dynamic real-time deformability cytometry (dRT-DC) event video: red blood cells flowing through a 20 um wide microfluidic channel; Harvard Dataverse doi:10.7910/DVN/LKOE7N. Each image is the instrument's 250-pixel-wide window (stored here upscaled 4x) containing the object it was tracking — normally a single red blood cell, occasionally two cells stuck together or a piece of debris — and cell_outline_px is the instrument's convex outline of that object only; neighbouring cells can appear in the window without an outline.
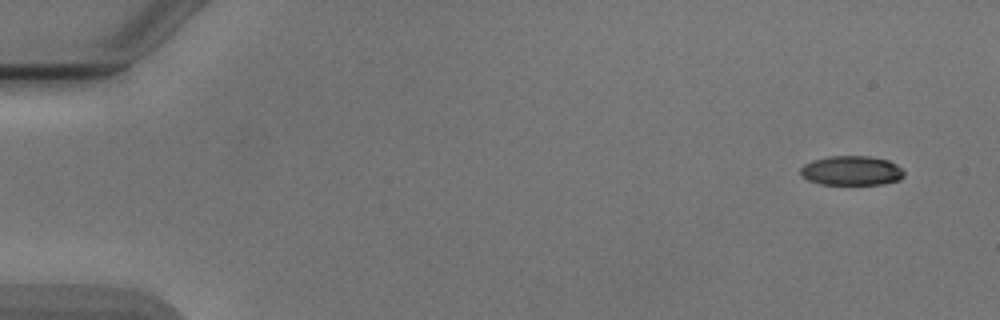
{"species": "Egyptian fruit bat (a non-hibernating species)", "species_latin": "Rousettus aegyptiacus", "temperature_condition": "cold", "stored_images_in_passage": 9, "camera_frame_rate_fps": 3000, "um_per_image_px": 0.085, "animal": {"sex": "male"}, "frame": {"image": 1, "passage_image": 1, "time_ms": 0.0, "image_size_px": [1000, 320], "cell_outline_px": [[904, 176], [900, 180], [880, 184], [820, 184], [808, 180], [800, 176], [800, 168], [804, 164], [812, 160], [828, 156], [868, 156], [888, 160], [896, 164], [904, 172]], "centroid_in_image_um": [72.35, 14.5], "position_along_channel_um": 12.7, "area_um2": 17.86}}